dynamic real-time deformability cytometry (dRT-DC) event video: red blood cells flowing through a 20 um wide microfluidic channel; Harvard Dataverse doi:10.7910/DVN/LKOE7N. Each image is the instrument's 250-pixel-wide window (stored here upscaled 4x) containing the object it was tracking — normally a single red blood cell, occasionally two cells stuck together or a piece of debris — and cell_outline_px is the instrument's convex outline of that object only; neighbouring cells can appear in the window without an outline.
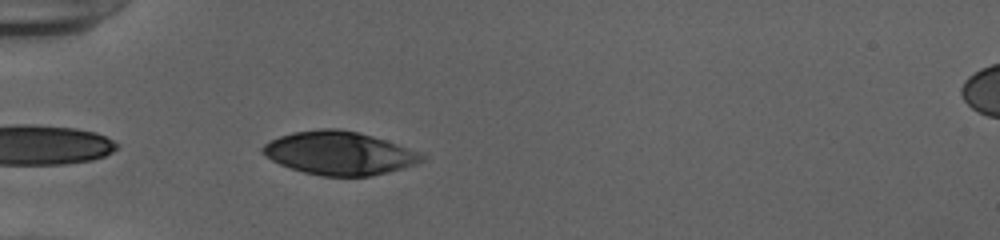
{"species": "human", "species_latin": "Homo sapiens", "temperature_condition": "cold", "stored_images_in_passage": 12, "camera_frame_rate_fps": 3000, "um_per_image_px": 0.085, "donor": {"sex": "female"}, "frame": {"image": 1, "passage_image": 2, "time_ms": 0.333, "image_size_px": [1000, 240], "cell_outline_px": [[428, 156], [424, 160], [404, 168], [372, 176], [324, 176], [304, 172], [280, 164], [272, 160], [260, 152], [260, 148], [264, 144], [280, 136], [292, 132], [320, 128], [340, 128], [372, 136], [396, 144]], "centroid_in_image_um": [28.82, 13.01], "position_along_channel_um": 56.2, "area_um2": 39.94}}
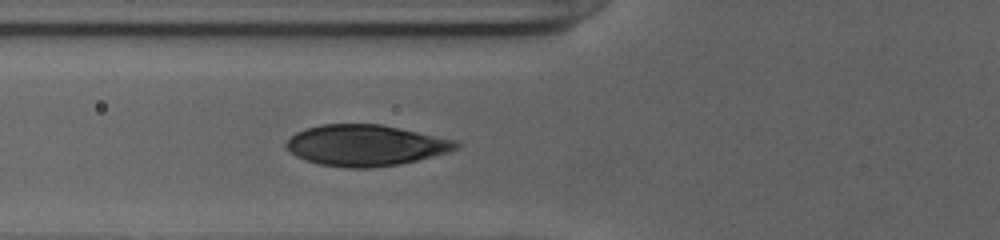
{"frame": {"image": 2, "passage_image": 6, "time_ms": 1.667, "image_size_px": [1000, 240], "cell_outline_px": [[460, 148], [448, 152], [400, 164], [372, 168], [348, 168], [320, 164], [304, 160], [288, 152], [284, 144], [296, 132], [320, 124], [380, 124], [400, 128], [456, 140], [460, 144]], "centroid_in_image_um": [31.06, 12.36], "position_along_channel_um": 94.7, "area_um2": 40.69}}
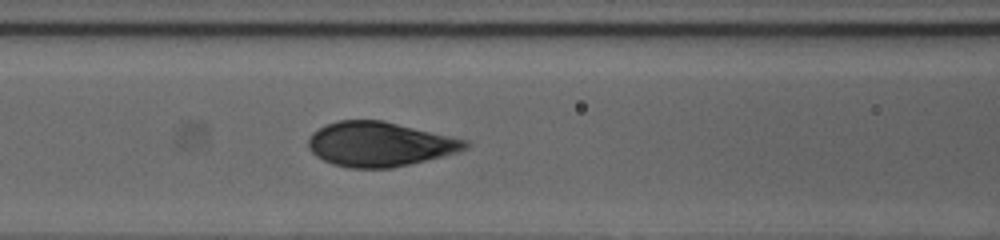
{"frame": {"image": 3, "passage_image": 9, "time_ms": 2.667, "image_size_px": [1000, 240], "cell_outline_px": [[468, 148], [456, 152], [392, 168], [348, 168], [332, 164], [316, 156], [308, 148], [308, 140], [312, 132], [336, 120], [384, 120], [468, 140]], "centroid_in_image_um": [32.24, 12.25], "position_along_channel_um": 134.4, "area_um2": 40.58}}